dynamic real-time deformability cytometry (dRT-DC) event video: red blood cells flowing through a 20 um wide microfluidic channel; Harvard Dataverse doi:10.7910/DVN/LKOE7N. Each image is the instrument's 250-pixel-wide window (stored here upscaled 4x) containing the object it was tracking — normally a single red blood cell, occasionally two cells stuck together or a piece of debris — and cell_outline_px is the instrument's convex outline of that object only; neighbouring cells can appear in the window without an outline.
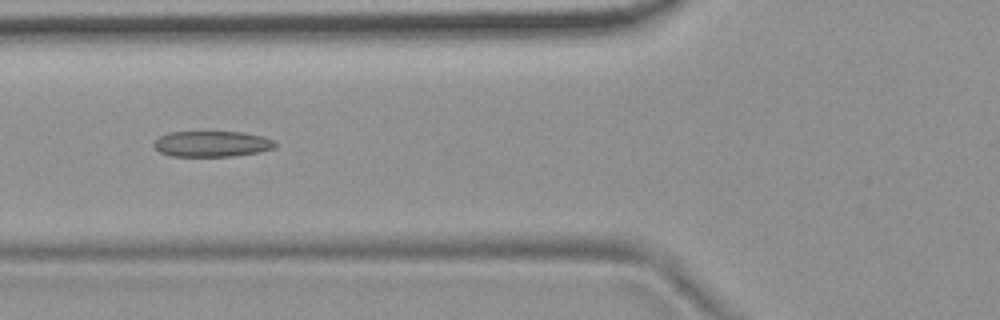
{"species": "common noctule bat (a hibernating species)", "species_latin": "Nyctalus noctula", "temperature_condition": "room temperature", "stored_images_in_passage": 8, "camera_frame_rate_fps": 3000, "um_per_image_px": 0.085, "animal": {"sex": "female", "body_mass_g": 19.9}, "frame": {"image": 1, "passage_image": 6, "time_ms": 6.0, "image_size_px": [1000, 320], "cell_outline_px": [[276, 148], [260, 152], [232, 156], [172, 156], [160, 152], [152, 144], [160, 136], [168, 132], [244, 132], [264, 136], [276, 140]], "centroid_in_image_um": [18.07, 12.22], "position_along_channel_um": 107.7, "area_um2": 18.38}}
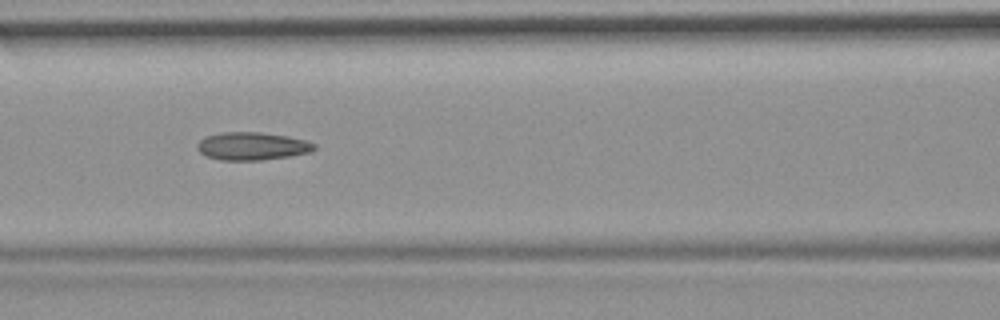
{"frame": {"image": 2, "passage_image": 7, "time_ms": 7.0, "image_size_px": [1000, 320], "cell_outline_px": [[316, 148], [308, 152], [288, 156], [260, 160], [220, 160], [208, 156], [200, 152], [196, 148], [196, 144], [204, 136], [220, 132], [260, 132], [288, 136], [304, 140], [316, 144]], "centroid_in_image_um": [21.38, 12.41], "position_along_channel_um": 145.2, "area_um2": 18.96}}